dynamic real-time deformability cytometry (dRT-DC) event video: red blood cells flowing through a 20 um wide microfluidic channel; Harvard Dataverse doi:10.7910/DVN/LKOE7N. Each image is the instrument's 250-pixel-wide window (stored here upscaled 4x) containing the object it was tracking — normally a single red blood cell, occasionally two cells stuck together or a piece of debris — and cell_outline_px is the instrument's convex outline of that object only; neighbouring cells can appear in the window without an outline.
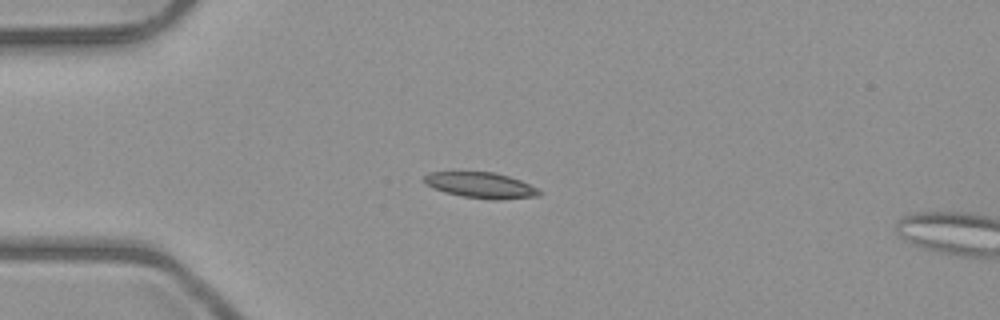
{"species": "common noctule bat (a hibernating species)", "species_latin": "Nyctalus noctula", "temperature_condition": "room temperature", "stored_images_in_passage": 5, "camera_frame_rate_fps": 3000, "um_per_image_px": 0.085, "animal": {"sex": "male", "body_mass_g": 23.1, "forearm_length_mm": 52.7}, "frame": {"image": 1, "passage_image": 3, "time_ms": 2.333, "image_size_px": [1000, 320], "cell_outline_px": [[540, 196], [500, 200], [492, 200], [460, 196], [444, 192], [432, 188], [424, 180], [424, 176], [428, 172], [496, 172], [520, 180], [536, 188], [540, 192]], "centroid_in_image_um": [40.86, 15.75], "position_along_channel_um": 44.1, "area_um2": 17.28}}
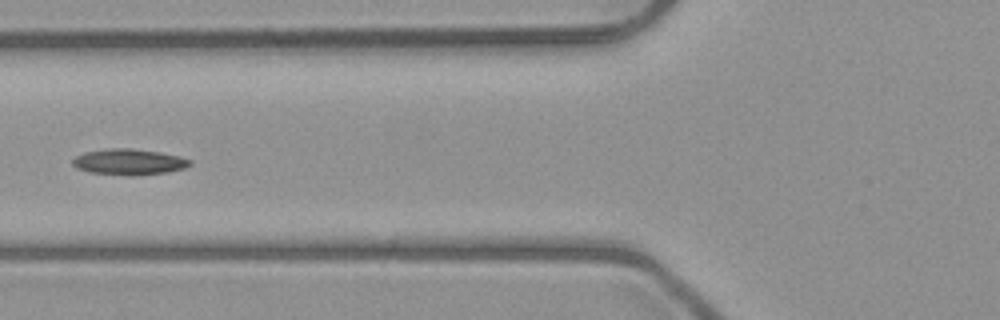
{"frame": {"image": 2, "passage_image": 5, "time_ms": 4.667, "image_size_px": [1000, 320], "cell_outline_px": [[192, 164], [184, 168], [168, 172], [132, 176], [88, 172], [76, 168], [72, 164], [72, 160], [76, 156], [84, 152], [112, 148], [128, 148], [160, 152], [180, 156], [192, 160]], "centroid_in_image_um": [10.97, 13.76], "position_along_channel_um": 114.8, "area_um2": 17.8}}